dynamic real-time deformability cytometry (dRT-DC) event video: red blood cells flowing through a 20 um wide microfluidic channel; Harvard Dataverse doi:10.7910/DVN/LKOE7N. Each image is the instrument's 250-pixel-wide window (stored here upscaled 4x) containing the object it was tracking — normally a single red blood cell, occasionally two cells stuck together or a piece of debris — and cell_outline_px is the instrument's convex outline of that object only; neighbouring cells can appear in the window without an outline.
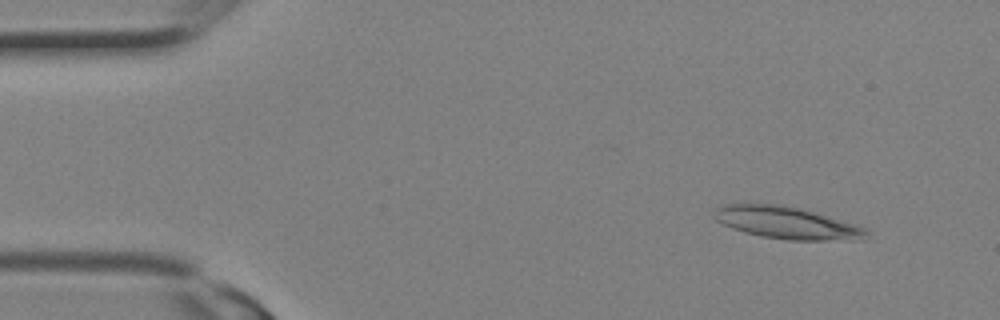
{"species": "Egyptian fruit bat (a non-hibernating species)", "species_latin": "Rousettus aegyptiacus", "temperature_condition": "room temperature", "stored_images_in_passage": 28, "camera_frame_rate_fps": 3000, "um_per_image_px": 0.085, "animal": {"sex": "female"}, "frame": {"image": 1, "passage_image": 3, "time_ms": 0.667, "image_size_px": [1000, 320], "cell_outline_px": [[868, 232], [864, 240], [788, 240], [760, 236], [744, 232], [732, 228], [716, 220], [712, 216], [712, 212], [716, 208], [724, 204], [780, 204], [800, 208], [852, 224], [864, 228]], "centroid_in_image_um": [66.81, 18.94], "position_along_channel_um": 18.2, "area_um2": 28.26}}
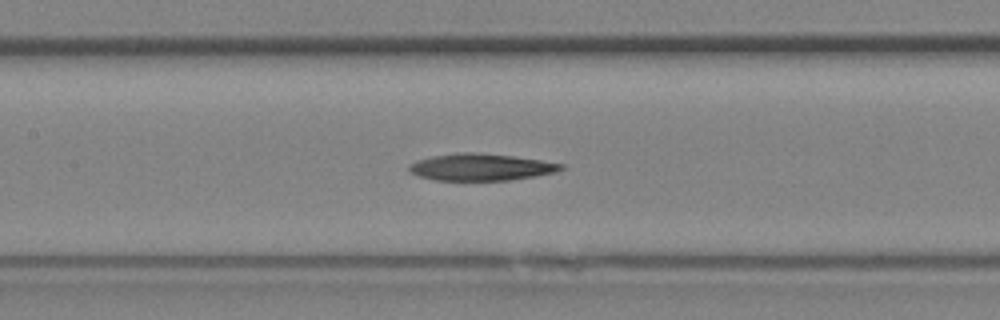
{"frame": {"image": 2, "passage_image": 13, "time_ms": 4.0, "image_size_px": [1000, 320], "cell_outline_px": [[564, 168], [556, 172], [536, 176], [512, 180], [436, 180], [420, 176], [412, 172], [408, 168], [408, 164], [416, 160], [432, 156], [456, 152], [476, 152], [512, 156], [540, 160], [564, 164]], "centroid_in_image_um": [40.88, 14.2], "position_along_channel_um": 166.5, "area_um2": 23.81}}
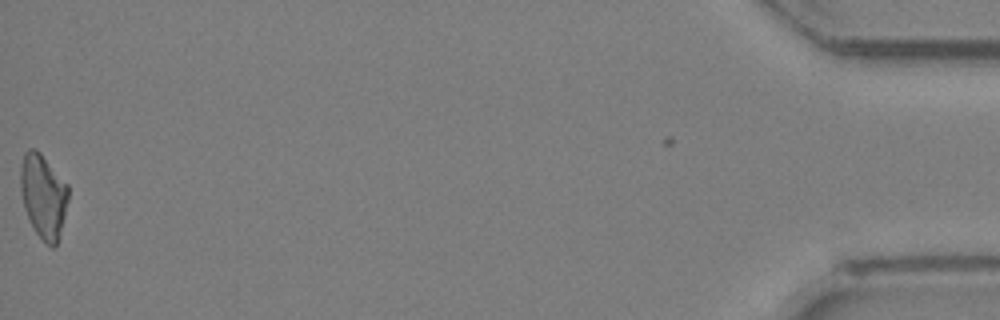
{"frame": {"image": 3, "passage_image": 28, "time_ms": 9.0, "image_size_px": [1000, 320], "cell_outline_px": [[68, 200], [64, 216], [56, 244], [52, 248], [36, 232], [24, 208], [20, 188], [20, 168], [24, 152], [28, 148], [36, 148], [40, 152], [68, 184]], "centroid_in_image_um": [3.67, 16.59], "position_along_channel_um": 431.5, "area_um2": 23.12}}